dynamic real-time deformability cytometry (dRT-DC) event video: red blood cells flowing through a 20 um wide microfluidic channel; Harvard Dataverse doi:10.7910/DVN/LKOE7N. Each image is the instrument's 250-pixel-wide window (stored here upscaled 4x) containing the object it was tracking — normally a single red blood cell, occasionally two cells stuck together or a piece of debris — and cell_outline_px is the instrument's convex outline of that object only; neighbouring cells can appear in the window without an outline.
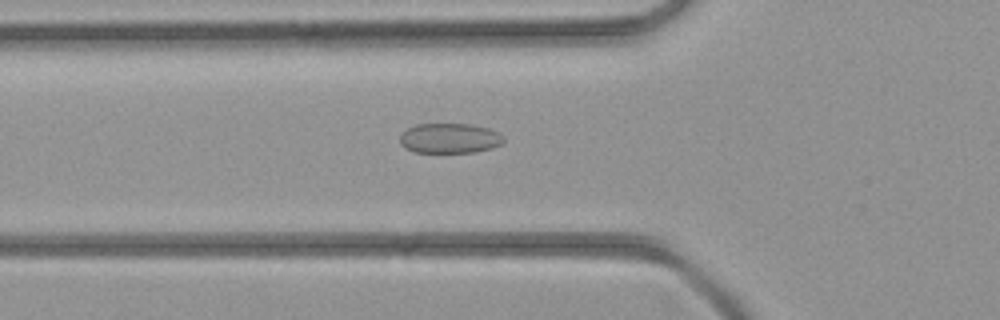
{"species": "common noctule bat (a hibernating species)", "species_latin": "Nyctalus noctula", "temperature_condition": "room temperature", "stored_images_in_passage": 30, "camera_frame_rate_fps": 3000, "um_per_image_px": 0.085, "animal": {"sex": "female", "body_mass_g": 21.9}, "frame": {"image": 1, "passage_image": 4, "time_ms": 1.0, "image_size_px": [1000, 320], "cell_outline_px": [[504, 140], [500, 144], [492, 148], [476, 152], [412, 152], [404, 148], [400, 144], [400, 136], [408, 128], [416, 124], [468, 124], [488, 128], [500, 132], [504, 136]], "centroid_in_image_um": [38.22, 11.75], "position_along_channel_um": 87.6, "area_um2": 18.21}}
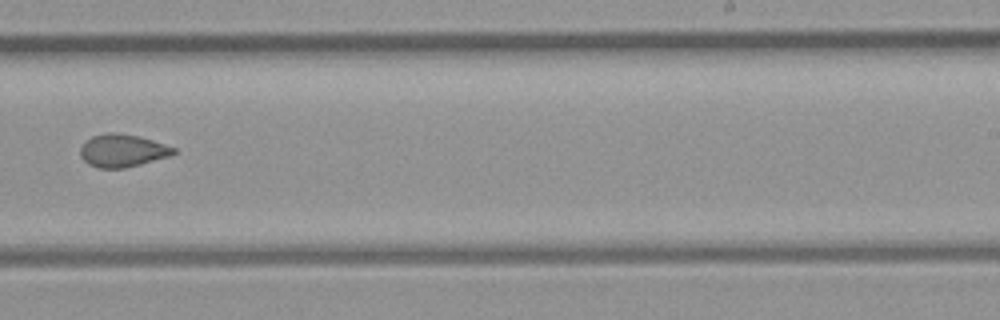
{"frame": {"image": 2, "passage_image": 16, "time_ms": 5.0, "image_size_px": [1000, 320], "cell_outline_px": [[176, 152], [168, 156], [140, 164], [124, 168], [100, 168], [88, 164], [80, 156], [80, 148], [92, 136], [108, 132], [112, 132], [136, 136], [152, 140], [176, 148]], "centroid_in_image_um": [10.39, 12.8], "position_along_channel_um": 278.6, "area_um2": 17.46}}
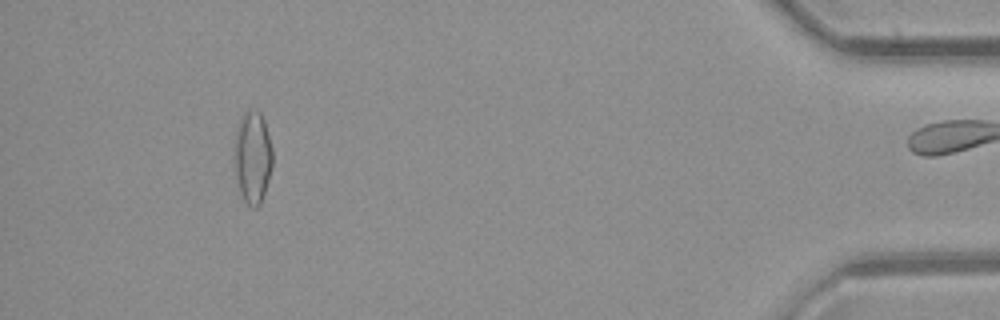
{"frame": {"image": 3, "passage_image": 29, "time_ms": 9.333, "image_size_px": [1000, 320], "cell_outline_px": [[272, 168], [260, 204], [256, 208], [252, 208], [240, 196], [232, 156], [236, 132], [240, 120], [248, 108], [256, 108], [260, 112], [264, 120], [272, 148]], "centroid_in_image_um": [21.45, 13.35], "position_along_channel_um": 413.8, "area_um2": 20.87}}